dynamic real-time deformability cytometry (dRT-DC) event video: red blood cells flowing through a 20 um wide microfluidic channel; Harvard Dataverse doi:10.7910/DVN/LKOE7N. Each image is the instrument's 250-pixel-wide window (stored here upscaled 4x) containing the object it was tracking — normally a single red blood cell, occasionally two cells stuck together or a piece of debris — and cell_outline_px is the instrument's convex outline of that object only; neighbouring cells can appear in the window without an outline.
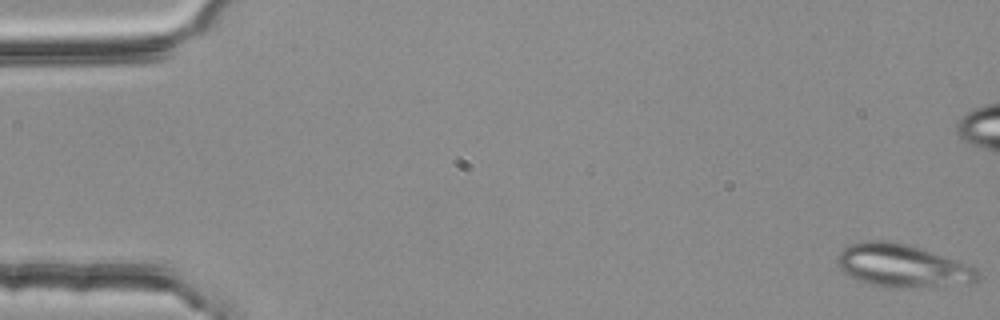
{"species": "common noctule bat (a hibernating species)", "species_latin": "Nyctalus noctula", "temperature_condition": "room temperature", "stored_images_in_passage": 54, "camera_frame_rate_fps": 3000, "um_per_image_px": 0.085, "animal": {"sex": "female", "body_mass_g": 25.1}, "frame": {"image": 1, "passage_image": 1, "time_ms": 0.0, "image_size_px": [1000, 320], "cell_outline_px": [[980, 272], [976, 280], [968, 284], [928, 288], [884, 288], [848, 276], [836, 264], [836, 256], [848, 244], [860, 240], [888, 240], [920, 248], [968, 264], [976, 268]], "centroid_in_image_um": [76.69, 22.6], "position_along_channel_um": 8.3, "area_um2": 35.66}}
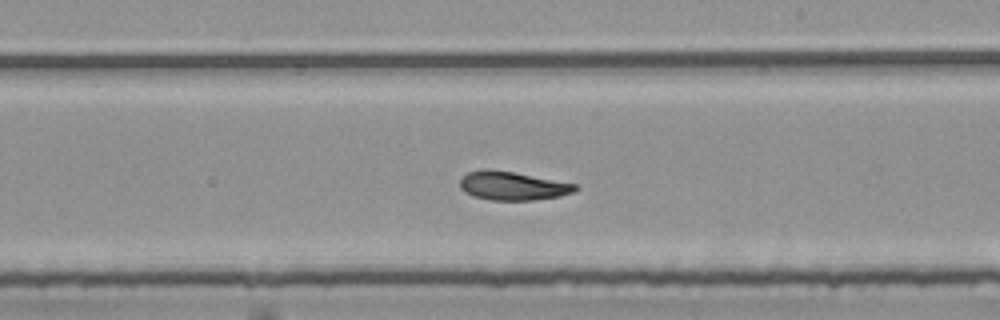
{"frame": {"image": 2, "passage_image": 32, "time_ms": 10.333, "image_size_px": [1000, 320], "cell_outline_px": [[580, 188], [576, 192], [560, 196], [532, 200], [492, 200], [472, 196], [464, 192], [460, 188], [460, 180], [468, 172], [484, 168], [488, 168], [512, 172], [576, 184]], "centroid_in_image_um": [43.56, 15.8], "position_along_channel_um": 245.4, "area_um2": 19.25}}
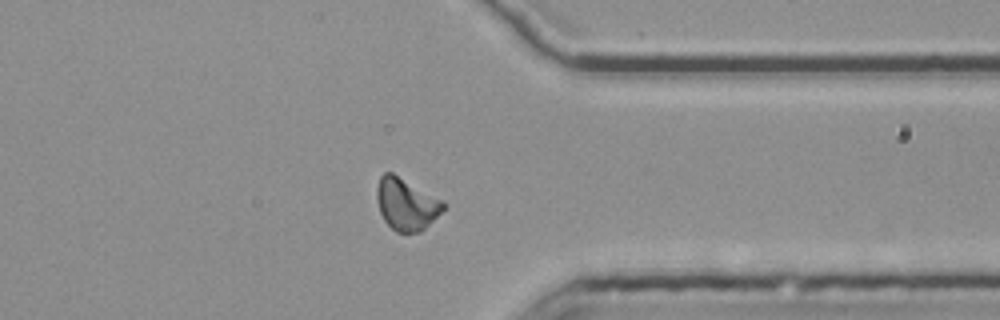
{"frame": {"image": 3, "passage_image": 43, "time_ms": 14.0, "image_size_px": [1000, 320], "cell_outline_px": [[444, 208], [420, 232], [408, 236], [396, 232], [384, 220], [380, 212], [376, 196], [376, 188], [380, 176], [384, 172], [392, 172], [444, 200]], "centroid_in_image_um": [34.51, 17.36], "position_along_channel_um": 376.9, "area_um2": 20.35}, "authors_computed_cell_mechanics": {"area_um2": 19.5942, "velocity_mm_per_s": 3.7566, "shape_relaxation_time_tau1_ms": 3.9066, "shape_relaxation_time_tau2_ms": 3.2018, "deformation_change_tau1": 0.1501, "deformation_change_tau2": 0.0859}}